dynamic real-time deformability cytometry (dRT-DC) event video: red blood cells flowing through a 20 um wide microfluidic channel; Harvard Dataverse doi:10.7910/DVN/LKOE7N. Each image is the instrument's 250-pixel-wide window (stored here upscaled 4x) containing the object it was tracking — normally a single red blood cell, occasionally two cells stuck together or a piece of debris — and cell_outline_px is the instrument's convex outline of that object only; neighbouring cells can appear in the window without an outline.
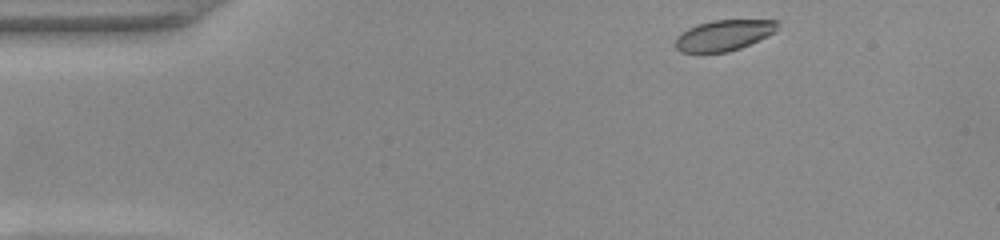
{"species": "common noctule bat (a hibernating species)", "species_latin": "Nyctalus noctula", "temperature_condition": "warm", "stored_images_in_passage": 46, "camera_frame_rate_fps": 3000, "um_per_image_px": 0.085, "animal": {"sex": "female", "body_mass_g": 22.0, "forearm_length_mm": 56.7}, "frame": {"image": 1, "passage_image": 1, "time_ms": 0.0, "image_size_px": [1000, 240], "cell_outline_px": [[780, 20], [776, 32], [768, 36], [740, 48], [728, 52], [680, 52], [672, 44], [676, 36], [688, 28], [696, 24], [712, 20]], "centroid_in_image_um": [61.5, 2.99], "position_along_channel_um": 23.5, "area_um2": 18.55}}
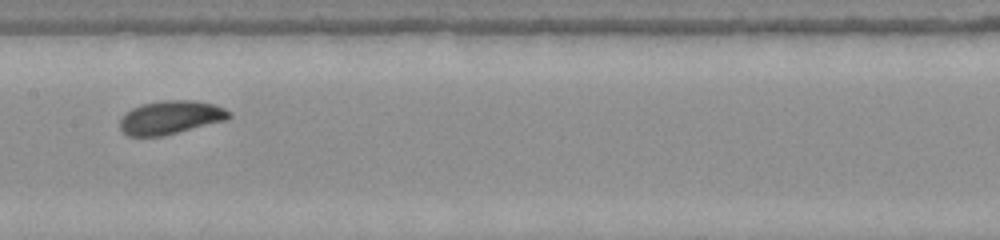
{"frame": {"image": 2, "passage_image": 20, "time_ms": 6.333, "image_size_px": [1000, 240], "cell_outline_px": [[232, 116], [228, 120], [164, 136], [128, 136], [120, 128], [120, 120], [132, 108], [140, 104], [164, 100], [196, 100], [212, 104], [224, 108], [232, 112]], "centroid_in_image_um": [14.55, 9.98], "position_along_channel_um": 192.8, "area_um2": 21.44}}
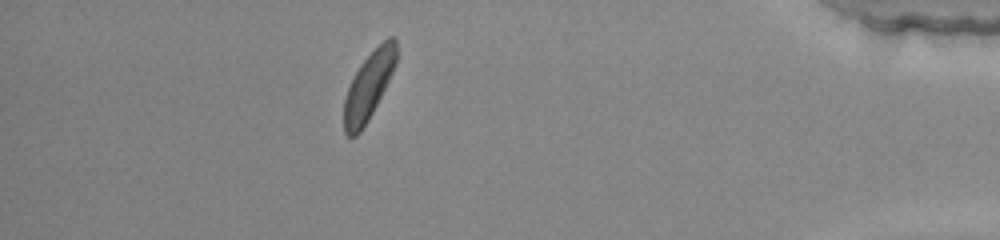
{"frame": {"image": 3, "passage_image": 40, "time_ms": 13.0, "image_size_px": [1000, 240], "cell_outline_px": [[396, 64], [368, 120], [360, 132], [356, 136], [348, 136], [344, 132], [344, 100], [348, 88], [360, 64], [388, 36], [396, 36]], "centroid_in_image_um": [31.33, 7.3], "position_along_channel_um": 403.9, "area_um2": 20.0}, "authors_computed_cell_mechanics": {"area_um2": 20.7502, "velocity_mm_per_s": 3.8855, "shape_relaxation_time_tau1_ms": 2.0848, "shape_relaxation_time_tau2_ms": 6.4479, "deformation_change_tau1": 0.1082, "deformation_change_tau2": 0.0874}}